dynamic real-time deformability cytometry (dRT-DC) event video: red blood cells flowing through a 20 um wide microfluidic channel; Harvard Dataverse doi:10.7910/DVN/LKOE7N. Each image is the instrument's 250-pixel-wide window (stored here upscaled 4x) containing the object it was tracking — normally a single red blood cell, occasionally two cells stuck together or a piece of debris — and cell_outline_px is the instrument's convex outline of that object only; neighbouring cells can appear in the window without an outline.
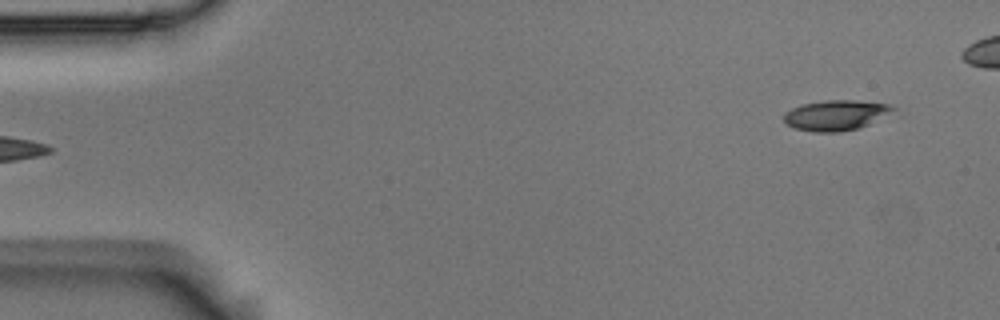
{"species": "Egyptian fruit bat (a non-hibernating species)", "species_latin": "Rousettus aegyptiacus", "temperature_condition": "room temperature", "stored_images_in_passage": 6, "camera_frame_rate_fps": 3000, "um_per_image_px": 0.085, "animal": {"sex": "male"}, "frame": {"image": 1, "passage_image": 6, "time_ms": 1.667, "image_size_px": [1000, 320], "cell_outline_px": [[896, 108], [868, 124], [856, 128], [840, 132], [812, 132], [796, 128], [788, 124], [784, 120], [784, 112], [792, 108], [804, 104], [828, 100], [852, 100], [892, 104]], "centroid_in_image_um": [71.01, 9.79], "position_along_channel_um": 14.0, "area_um2": 18.84}}